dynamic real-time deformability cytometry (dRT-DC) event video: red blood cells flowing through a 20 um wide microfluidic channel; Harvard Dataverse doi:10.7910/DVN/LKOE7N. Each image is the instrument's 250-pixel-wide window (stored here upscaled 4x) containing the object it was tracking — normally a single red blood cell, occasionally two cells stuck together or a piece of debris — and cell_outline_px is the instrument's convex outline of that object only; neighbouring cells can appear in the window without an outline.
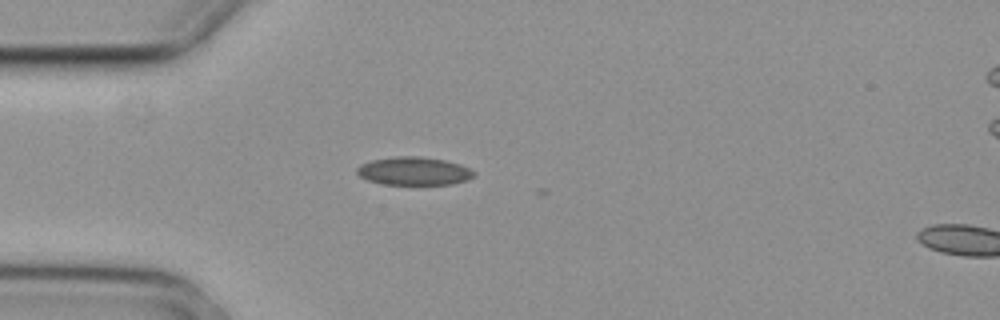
{"species": "common noctule bat (a hibernating species)", "species_latin": "Nyctalus noctula", "temperature_condition": "cold", "stored_images_in_passage": 5, "camera_frame_rate_fps": 3000, "um_per_image_px": 0.085, "animal": {"sex": "female", "body_mass_g": 29.2, "forearm_length_mm": 56.3}, "frame": {"image": 1, "passage_image": 4, "time_ms": 1.0, "image_size_px": [1000, 320], "cell_outline_px": [[476, 172], [468, 180], [452, 184], [384, 184], [368, 180], [360, 176], [356, 172], [356, 168], [360, 164], [372, 160], [392, 156], [420, 156], [444, 160], [460, 164]], "centroid_in_image_um": [35.16, 14.53], "position_along_channel_um": 49.8, "area_um2": 19.19}}